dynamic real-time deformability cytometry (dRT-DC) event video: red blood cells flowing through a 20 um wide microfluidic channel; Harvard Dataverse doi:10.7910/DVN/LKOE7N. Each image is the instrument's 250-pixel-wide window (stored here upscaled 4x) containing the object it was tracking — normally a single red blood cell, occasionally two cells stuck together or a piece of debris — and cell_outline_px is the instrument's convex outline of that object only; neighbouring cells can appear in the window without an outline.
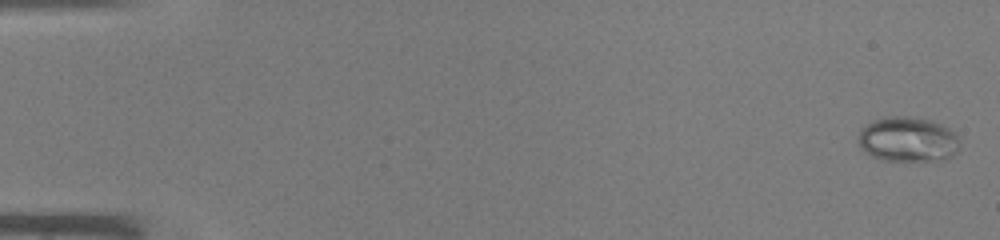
{"species": "common noctule bat (a hibernating species)", "species_latin": "Nyctalus noctula", "temperature_condition": "warm", "stored_images_in_passage": 45, "camera_frame_rate_fps": 3000, "um_per_image_px": 0.085, "animal": {"sex": "male", "body_mass_g": 19.0, "forearm_length_mm": 50.8}, "frame": {"image": 1, "passage_image": 1, "time_ms": 0.0, "image_size_px": [1000, 240], "cell_outline_px": [[960, 148], [952, 156], [944, 160], [884, 160], [872, 156], [860, 148], [856, 140], [860, 128], [872, 120], [888, 116], [912, 116], [928, 120], [940, 124], [956, 132], [960, 140]], "centroid_in_image_um": [77.15, 11.84], "position_along_channel_um": 7.8, "area_um2": 26.99}}
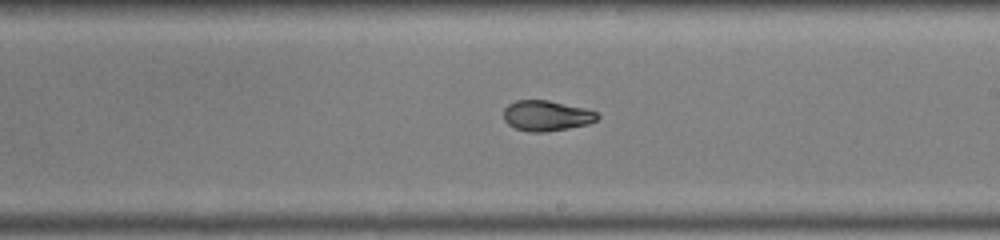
{"frame": {"image": 2, "passage_image": 27, "time_ms": 8.667, "image_size_px": [1000, 240], "cell_outline_px": [[600, 116], [596, 120], [588, 124], [568, 128], [544, 132], [528, 132], [516, 128], [508, 124], [504, 120], [504, 108], [508, 104], [516, 100], [548, 100], [584, 108], [596, 112]], "centroid_in_image_um": [46.43, 9.83], "position_along_channel_um": 242.6, "area_um2": 16.59}}
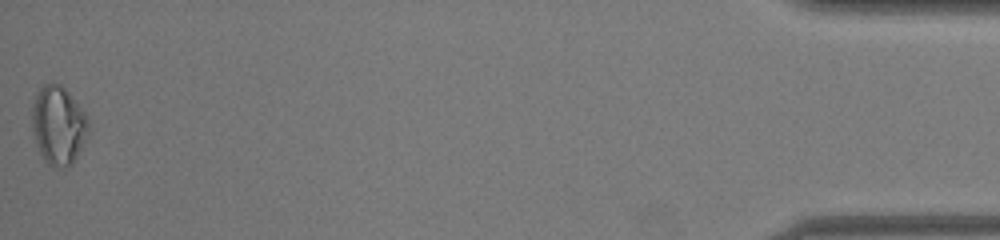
{"frame": {"image": 3, "passage_image": 45, "time_ms": 14.667, "image_size_px": [1000, 240], "cell_outline_px": [[88, 132], [72, 164], [64, 168], [52, 168], [48, 164], [40, 152], [32, 128], [32, 104], [40, 88], [44, 84], [60, 84], [68, 92], [84, 112], [88, 120]], "centroid_in_image_um": [4.95, 10.66], "position_along_channel_um": 430.3, "area_um2": 25.32}}